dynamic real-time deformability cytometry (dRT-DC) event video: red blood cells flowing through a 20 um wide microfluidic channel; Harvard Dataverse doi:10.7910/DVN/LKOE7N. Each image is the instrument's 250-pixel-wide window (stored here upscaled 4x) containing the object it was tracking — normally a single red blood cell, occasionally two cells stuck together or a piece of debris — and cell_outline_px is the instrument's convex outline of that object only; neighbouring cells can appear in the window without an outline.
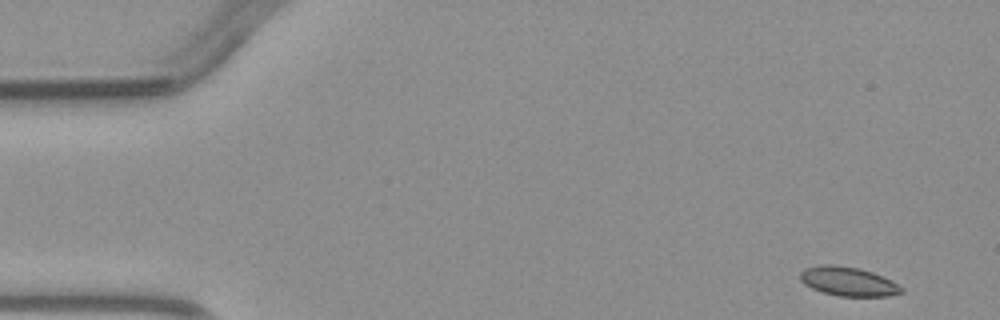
{"species": "common noctule bat (a hibernating species)", "species_latin": "Nyctalus noctula", "temperature_condition": "warm", "stored_images_in_passage": 2, "camera_frame_rate_fps": 3000, "um_per_image_px": 0.085, "animal": {"sex": "male", "body_mass_g": 23.1, "forearm_length_mm": 52.7}, "frame": {"image": 1, "passage_image": 1, "time_ms": 0.0, "image_size_px": [1000, 320], "cell_outline_px": [[904, 292], [888, 296], [840, 296], [824, 292], [812, 288], [804, 284], [800, 280], [800, 272], [804, 268], [820, 264], [832, 264], [856, 268], [872, 272], [892, 280], [904, 288]], "centroid_in_image_um": [72.1, 23.92], "position_along_channel_um": 12.9, "area_um2": 17.17}}